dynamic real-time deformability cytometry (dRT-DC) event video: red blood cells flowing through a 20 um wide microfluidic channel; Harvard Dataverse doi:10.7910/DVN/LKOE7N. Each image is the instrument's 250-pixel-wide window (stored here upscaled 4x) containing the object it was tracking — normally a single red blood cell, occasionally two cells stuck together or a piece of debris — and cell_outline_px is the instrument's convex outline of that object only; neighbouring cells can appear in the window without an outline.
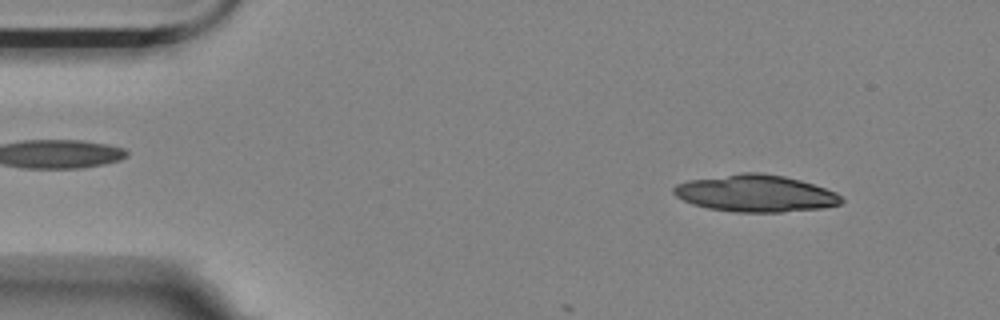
{"species": "Egyptian fruit bat (a non-hibernating species)", "species_latin": "Rousettus aegyptiacus", "temperature_condition": "room temperature", "stored_images_in_passage": 3, "camera_frame_rate_fps": 3000, "um_per_image_px": 0.085, "animal": {"sex": "female"}, "frame": {"image": 1, "passage_image": 1, "time_ms": 0.0, "image_size_px": [1000, 320], "cell_outline_px": [[844, 200], [840, 204], [824, 208], [780, 212], [736, 212], [708, 208], [692, 204], [676, 196], [672, 192], [672, 188], [676, 184], [688, 180], [740, 172], [760, 172], [784, 176], [800, 180], [836, 192]], "centroid_in_image_um": [64.2, 16.43], "position_along_channel_um": 20.8, "area_um2": 36.24}}